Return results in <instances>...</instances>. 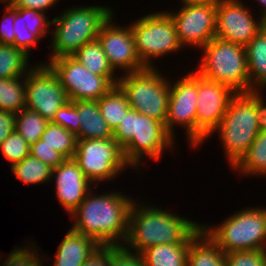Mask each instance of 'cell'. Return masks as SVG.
Returning a JSON list of instances; mask_svg holds the SVG:
<instances>
[{
    "instance_id": "obj_1",
    "label": "cell",
    "mask_w": 266,
    "mask_h": 266,
    "mask_svg": "<svg viewBox=\"0 0 266 266\" xmlns=\"http://www.w3.org/2000/svg\"><path fill=\"white\" fill-rule=\"evenodd\" d=\"M98 187L95 186L69 214L74 223L71 229L94 239L99 245H123L135 199L118 190L98 194L94 190Z\"/></svg>"
},
{
    "instance_id": "obj_2",
    "label": "cell",
    "mask_w": 266,
    "mask_h": 266,
    "mask_svg": "<svg viewBox=\"0 0 266 266\" xmlns=\"http://www.w3.org/2000/svg\"><path fill=\"white\" fill-rule=\"evenodd\" d=\"M141 202L134 201L130 209L128 233L123 245L131 251L141 253L158 244L190 243L201 229V224L195 220L162 206Z\"/></svg>"
},
{
    "instance_id": "obj_3",
    "label": "cell",
    "mask_w": 266,
    "mask_h": 266,
    "mask_svg": "<svg viewBox=\"0 0 266 266\" xmlns=\"http://www.w3.org/2000/svg\"><path fill=\"white\" fill-rule=\"evenodd\" d=\"M113 138L122 147L126 162L135 171L141 169L144 158L158 161L166 150L171 152L176 146V140L167 132L163 122L133 109L113 131Z\"/></svg>"
},
{
    "instance_id": "obj_4",
    "label": "cell",
    "mask_w": 266,
    "mask_h": 266,
    "mask_svg": "<svg viewBox=\"0 0 266 266\" xmlns=\"http://www.w3.org/2000/svg\"><path fill=\"white\" fill-rule=\"evenodd\" d=\"M105 5L69 6L51 21L50 54L52 60L61 56H72L84 44L97 40L101 25L114 13ZM50 55V56H49Z\"/></svg>"
},
{
    "instance_id": "obj_5",
    "label": "cell",
    "mask_w": 266,
    "mask_h": 266,
    "mask_svg": "<svg viewBox=\"0 0 266 266\" xmlns=\"http://www.w3.org/2000/svg\"><path fill=\"white\" fill-rule=\"evenodd\" d=\"M257 121L255 91L236 93L231 98L218 127L208 137L211 138L212 135L218 134L217 138H220L223 151H225L223 154L231 169L247 153L259 134Z\"/></svg>"
},
{
    "instance_id": "obj_6",
    "label": "cell",
    "mask_w": 266,
    "mask_h": 266,
    "mask_svg": "<svg viewBox=\"0 0 266 266\" xmlns=\"http://www.w3.org/2000/svg\"><path fill=\"white\" fill-rule=\"evenodd\" d=\"M201 228L226 254L266 247V206L246 207L228 215L217 225L201 223Z\"/></svg>"
},
{
    "instance_id": "obj_7",
    "label": "cell",
    "mask_w": 266,
    "mask_h": 266,
    "mask_svg": "<svg viewBox=\"0 0 266 266\" xmlns=\"http://www.w3.org/2000/svg\"><path fill=\"white\" fill-rule=\"evenodd\" d=\"M197 69L201 76L227 85L235 93L250 92L246 49L244 46L213 38L200 49Z\"/></svg>"
},
{
    "instance_id": "obj_8",
    "label": "cell",
    "mask_w": 266,
    "mask_h": 266,
    "mask_svg": "<svg viewBox=\"0 0 266 266\" xmlns=\"http://www.w3.org/2000/svg\"><path fill=\"white\" fill-rule=\"evenodd\" d=\"M136 20V21H135ZM130 22L137 55L146 68H156L155 61L182 50L176 27L164 9L144 14Z\"/></svg>"
},
{
    "instance_id": "obj_9",
    "label": "cell",
    "mask_w": 266,
    "mask_h": 266,
    "mask_svg": "<svg viewBox=\"0 0 266 266\" xmlns=\"http://www.w3.org/2000/svg\"><path fill=\"white\" fill-rule=\"evenodd\" d=\"M159 70L156 67L128 74L118 72L120 77L117 85L126 94L131 109L165 124L170 78Z\"/></svg>"
},
{
    "instance_id": "obj_10",
    "label": "cell",
    "mask_w": 266,
    "mask_h": 266,
    "mask_svg": "<svg viewBox=\"0 0 266 266\" xmlns=\"http://www.w3.org/2000/svg\"><path fill=\"white\" fill-rule=\"evenodd\" d=\"M73 159L94 186H100L103 181L114 182L131 168L124 158L122 147L114 138L77 140Z\"/></svg>"
},
{
    "instance_id": "obj_11",
    "label": "cell",
    "mask_w": 266,
    "mask_h": 266,
    "mask_svg": "<svg viewBox=\"0 0 266 266\" xmlns=\"http://www.w3.org/2000/svg\"><path fill=\"white\" fill-rule=\"evenodd\" d=\"M45 64L56 74L71 101H97L115 86L106 76L93 74L72 56L46 59Z\"/></svg>"
},
{
    "instance_id": "obj_12",
    "label": "cell",
    "mask_w": 266,
    "mask_h": 266,
    "mask_svg": "<svg viewBox=\"0 0 266 266\" xmlns=\"http://www.w3.org/2000/svg\"><path fill=\"white\" fill-rule=\"evenodd\" d=\"M170 81V96L165 127L176 140L175 127L184 128L188 145L196 148V112H197V72L189 71L186 75Z\"/></svg>"
},
{
    "instance_id": "obj_13",
    "label": "cell",
    "mask_w": 266,
    "mask_h": 266,
    "mask_svg": "<svg viewBox=\"0 0 266 266\" xmlns=\"http://www.w3.org/2000/svg\"><path fill=\"white\" fill-rule=\"evenodd\" d=\"M35 63L25 76V108L36 111L48 122L69 101L56 74L43 62Z\"/></svg>"
},
{
    "instance_id": "obj_14",
    "label": "cell",
    "mask_w": 266,
    "mask_h": 266,
    "mask_svg": "<svg viewBox=\"0 0 266 266\" xmlns=\"http://www.w3.org/2000/svg\"><path fill=\"white\" fill-rule=\"evenodd\" d=\"M235 94L227 85L197 73L196 148L208 140L218 127Z\"/></svg>"
},
{
    "instance_id": "obj_15",
    "label": "cell",
    "mask_w": 266,
    "mask_h": 266,
    "mask_svg": "<svg viewBox=\"0 0 266 266\" xmlns=\"http://www.w3.org/2000/svg\"><path fill=\"white\" fill-rule=\"evenodd\" d=\"M116 12L101 25L97 40L108 58L112 69L117 72L122 70V74L135 73L146 69L137 55L134 36L131 26L113 23ZM117 70V71H116Z\"/></svg>"
},
{
    "instance_id": "obj_16",
    "label": "cell",
    "mask_w": 266,
    "mask_h": 266,
    "mask_svg": "<svg viewBox=\"0 0 266 266\" xmlns=\"http://www.w3.org/2000/svg\"><path fill=\"white\" fill-rule=\"evenodd\" d=\"M177 10H166L173 19L178 39L183 46L199 50L216 36L217 6L180 2Z\"/></svg>"
},
{
    "instance_id": "obj_17",
    "label": "cell",
    "mask_w": 266,
    "mask_h": 266,
    "mask_svg": "<svg viewBox=\"0 0 266 266\" xmlns=\"http://www.w3.org/2000/svg\"><path fill=\"white\" fill-rule=\"evenodd\" d=\"M246 4L240 0H223L217 5L216 38L245 47L266 25L260 17L255 18L258 14Z\"/></svg>"
},
{
    "instance_id": "obj_18",
    "label": "cell",
    "mask_w": 266,
    "mask_h": 266,
    "mask_svg": "<svg viewBox=\"0 0 266 266\" xmlns=\"http://www.w3.org/2000/svg\"><path fill=\"white\" fill-rule=\"evenodd\" d=\"M55 182V195L64 210L70 214L95 187L79 168L73 159H65L60 165L52 169Z\"/></svg>"
},
{
    "instance_id": "obj_19",
    "label": "cell",
    "mask_w": 266,
    "mask_h": 266,
    "mask_svg": "<svg viewBox=\"0 0 266 266\" xmlns=\"http://www.w3.org/2000/svg\"><path fill=\"white\" fill-rule=\"evenodd\" d=\"M58 245L53 266H82L100 246L94 239L69 228Z\"/></svg>"
},
{
    "instance_id": "obj_20",
    "label": "cell",
    "mask_w": 266,
    "mask_h": 266,
    "mask_svg": "<svg viewBox=\"0 0 266 266\" xmlns=\"http://www.w3.org/2000/svg\"><path fill=\"white\" fill-rule=\"evenodd\" d=\"M80 123L77 140L113 138V131L100 113L97 101H75Z\"/></svg>"
},
{
    "instance_id": "obj_21",
    "label": "cell",
    "mask_w": 266,
    "mask_h": 266,
    "mask_svg": "<svg viewBox=\"0 0 266 266\" xmlns=\"http://www.w3.org/2000/svg\"><path fill=\"white\" fill-rule=\"evenodd\" d=\"M251 91L266 88V25L245 46Z\"/></svg>"
},
{
    "instance_id": "obj_22",
    "label": "cell",
    "mask_w": 266,
    "mask_h": 266,
    "mask_svg": "<svg viewBox=\"0 0 266 266\" xmlns=\"http://www.w3.org/2000/svg\"><path fill=\"white\" fill-rule=\"evenodd\" d=\"M187 266H227L225 253L202 228L190 240Z\"/></svg>"
},
{
    "instance_id": "obj_23",
    "label": "cell",
    "mask_w": 266,
    "mask_h": 266,
    "mask_svg": "<svg viewBox=\"0 0 266 266\" xmlns=\"http://www.w3.org/2000/svg\"><path fill=\"white\" fill-rule=\"evenodd\" d=\"M72 57L93 74L106 76L115 86L118 84L120 75L112 69L98 40L84 44Z\"/></svg>"
},
{
    "instance_id": "obj_24",
    "label": "cell",
    "mask_w": 266,
    "mask_h": 266,
    "mask_svg": "<svg viewBox=\"0 0 266 266\" xmlns=\"http://www.w3.org/2000/svg\"><path fill=\"white\" fill-rule=\"evenodd\" d=\"M189 243L158 244L142 251L147 266H187Z\"/></svg>"
},
{
    "instance_id": "obj_25",
    "label": "cell",
    "mask_w": 266,
    "mask_h": 266,
    "mask_svg": "<svg viewBox=\"0 0 266 266\" xmlns=\"http://www.w3.org/2000/svg\"><path fill=\"white\" fill-rule=\"evenodd\" d=\"M239 175L250 177H266V131L259 132L247 153L232 168Z\"/></svg>"
},
{
    "instance_id": "obj_26",
    "label": "cell",
    "mask_w": 266,
    "mask_h": 266,
    "mask_svg": "<svg viewBox=\"0 0 266 266\" xmlns=\"http://www.w3.org/2000/svg\"><path fill=\"white\" fill-rule=\"evenodd\" d=\"M100 113L112 131L131 109L126 94L116 85L97 100Z\"/></svg>"
},
{
    "instance_id": "obj_27",
    "label": "cell",
    "mask_w": 266,
    "mask_h": 266,
    "mask_svg": "<svg viewBox=\"0 0 266 266\" xmlns=\"http://www.w3.org/2000/svg\"><path fill=\"white\" fill-rule=\"evenodd\" d=\"M29 58L30 56L14 45L0 44V78L26 76L34 66Z\"/></svg>"
},
{
    "instance_id": "obj_28",
    "label": "cell",
    "mask_w": 266,
    "mask_h": 266,
    "mask_svg": "<svg viewBox=\"0 0 266 266\" xmlns=\"http://www.w3.org/2000/svg\"><path fill=\"white\" fill-rule=\"evenodd\" d=\"M10 169L18 180L27 185H40L52 181L53 168L31 155L13 164Z\"/></svg>"
},
{
    "instance_id": "obj_29",
    "label": "cell",
    "mask_w": 266,
    "mask_h": 266,
    "mask_svg": "<svg viewBox=\"0 0 266 266\" xmlns=\"http://www.w3.org/2000/svg\"><path fill=\"white\" fill-rule=\"evenodd\" d=\"M25 76L0 78V110L18 113L25 108Z\"/></svg>"
},
{
    "instance_id": "obj_30",
    "label": "cell",
    "mask_w": 266,
    "mask_h": 266,
    "mask_svg": "<svg viewBox=\"0 0 266 266\" xmlns=\"http://www.w3.org/2000/svg\"><path fill=\"white\" fill-rule=\"evenodd\" d=\"M49 122L36 111L23 108L15 117V131L31 146L37 142Z\"/></svg>"
},
{
    "instance_id": "obj_31",
    "label": "cell",
    "mask_w": 266,
    "mask_h": 266,
    "mask_svg": "<svg viewBox=\"0 0 266 266\" xmlns=\"http://www.w3.org/2000/svg\"><path fill=\"white\" fill-rule=\"evenodd\" d=\"M40 139L45 141V144L53 147L66 159L74 157L77 146V138L76 135L69 132L66 128L49 122Z\"/></svg>"
},
{
    "instance_id": "obj_32",
    "label": "cell",
    "mask_w": 266,
    "mask_h": 266,
    "mask_svg": "<svg viewBox=\"0 0 266 266\" xmlns=\"http://www.w3.org/2000/svg\"><path fill=\"white\" fill-rule=\"evenodd\" d=\"M27 243L28 244L24 242L25 246H14V249H12L8 256L2 260L3 262L0 260V263H2L0 266H45L48 261H53L50 260L53 258L41 255V253H44L41 252V248L37 247L35 240ZM1 258L2 254L0 253V259Z\"/></svg>"
},
{
    "instance_id": "obj_33",
    "label": "cell",
    "mask_w": 266,
    "mask_h": 266,
    "mask_svg": "<svg viewBox=\"0 0 266 266\" xmlns=\"http://www.w3.org/2000/svg\"><path fill=\"white\" fill-rule=\"evenodd\" d=\"M0 152L11 167L30 155V145L14 130L0 145Z\"/></svg>"
},
{
    "instance_id": "obj_34",
    "label": "cell",
    "mask_w": 266,
    "mask_h": 266,
    "mask_svg": "<svg viewBox=\"0 0 266 266\" xmlns=\"http://www.w3.org/2000/svg\"><path fill=\"white\" fill-rule=\"evenodd\" d=\"M13 26L15 41L12 45L23 50L30 56L31 49H34L36 44L40 43V39L26 28L24 22V8H15V21Z\"/></svg>"
},
{
    "instance_id": "obj_35",
    "label": "cell",
    "mask_w": 266,
    "mask_h": 266,
    "mask_svg": "<svg viewBox=\"0 0 266 266\" xmlns=\"http://www.w3.org/2000/svg\"><path fill=\"white\" fill-rule=\"evenodd\" d=\"M227 266H266L265 250L252 249L225 254Z\"/></svg>"
},
{
    "instance_id": "obj_36",
    "label": "cell",
    "mask_w": 266,
    "mask_h": 266,
    "mask_svg": "<svg viewBox=\"0 0 266 266\" xmlns=\"http://www.w3.org/2000/svg\"><path fill=\"white\" fill-rule=\"evenodd\" d=\"M47 14L38 10L24 8V22L26 28L39 39H44L51 35V21Z\"/></svg>"
},
{
    "instance_id": "obj_37",
    "label": "cell",
    "mask_w": 266,
    "mask_h": 266,
    "mask_svg": "<svg viewBox=\"0 0 266 266\" xmlns=\"http://www.w3.org/2000/svg\"><path fill=\"white\" fill-rule=\"evenodd\" d=\"M110 266H147L139 252L124 245H110Z\"/></svg>"
},
{
    "instance_id": "obj_38",
    "label": "cell",
    "mask_w": 266,
    "mask_h": 266,
    "mask_svg": "<svg viewBox=\"0 0 266 266\" xmlns=\"http://www.w3.org/2000/svg\"><path fill=\"white\" fill-rule=\"evenodd\" d=\"M52 123L66 128L69 132L77 135L80 123L78 122V110L75 101L69 100L55 114Z\"/></svg>"
},
{
    "instance_id": "obj_39",
    "label": "cell",
    "mask_w": 266,
    "mask_h": 266,
    "mask_svg": "<svg viewBox=\"0 0 266 266\" xmlns=\"http://www.w3.org/2000/svg\"><path fill=\"white\" fill-rule=\"evenodd\" d=\"M30 155L41 160L51 168H56L66 159L62 154L48 144H45V141L41 139L30 146Z\"/></svg>"
},
{
    "instance_id": "obj_40",
    "label": "cell",
    "mask_w": 266,
    "mask_h": 266,
    "mask_svg": "<svg viewBox=\"0 0 266 266\" xmlns=\"http://www.w3.org/2000/svg\"><path fill=\"white\" fill-rule=\"evenodd\" d=\"M4 16L0 24V44L12 45L15 41L14 21H15V8L7 4L4 6Z\"/></svg>"
},
{
    "instance_id": "obj_41",
    "label": "cell",
    "mask_w": 266,
    "mask_h": 266,
    "mask_svg": "<svg viewBox=\"0 0 266 266\" xmlns=\"http://www.w3.org/2000/svg\"><path fill=\"white\" fill-rule=\"evenodd\" d=\"M82 266H110V245H100Z\"/></svg>"
},
{
    "instance_id": "obj_42",
    "label": "cell",
    "mask_w": 266,
    "mask_h": 266,
    "mask_svg": "<svg viewBox=\"0 0 266 266\" xmlns=\"http://www.w3.org/2000/svg\"><path fill=\"white\" fill-rule=\"evenodd\" d=\"M60 0H14L11 4L14 8H26L46 13L49 9L55 8ZM47 10V11H46Z\"/></svg>"
},
{
    "instance_id": "obj_43",
    "label": "cell",
    "mask_w": 266,
    "mask_h": 266,
    "mask_svg": "<svg viewBox=\"0 0 266 266\" xmlns=\"http://www.w3.org/2000/svg\"><path fill=\"white\" fill-rule=\"evenodd\" d=\"M15 117L11 111L0 110V145L15 130Z\"/></svg>"
},
{
    "instance_id": "obj_44",
    "label": "cell",
    "mask_w": 266,
    "mask_h": 266,
    "mask_svg": "<svg viewBox=\"0 0 266 266\" xmlns=\"http://www.w3.org/2000/svg\"><path fill=\"white\" fill-rule=\"evenodd\" d=\"M263 92L265 91H255V107L260 132L266 131V96L264 97Z\"/></svg>"
},
{
    "instance_id": "obj_45",
    "label": "cell",
    "mask_w": 266,
    "mask_h": 266,
    "mask_svg": "<svg viewBox=\"0 0 266 266\" xmlns=\"http://www.w3.org/2000/svg\"><path fill=\"white\" fill-rule=\"evenodd\" d=\"M222 1L223 0H181L180 2L189 3V4H202V5L217 6Z\"/></svg>"
},
{
    "instance_id": "obj_46",
    "label": "cell",
    "mask_w": 266,
    "mask_h": 266,
    "mask_svg": "<svg viewBox=\"0 0 266 266\" xmlns=\"http://www.w3.org/2000/svg\"><path fill=\"white\" fill-rule=\"evenodd\" d=\"M257 4H259V7H261V12H259V16L262 19V21L266 24V0H255Z\"/></svg>"
},
{
    "instance_id": "obj_47",
    "label": "cell",
    "mask_w": 266,
    "mask_h": 266,
    "mask_svg": "<svg viewBox=\"0 0 266 266\" xmlns=\"http://www.w3.org/2000/svg\"><path fill=\"white\" fill-rule=\"evenodd\" d=\"M14 2V0H0V4L2 3V4H5V5H7V4H12Z\"/></svg>"
}]
</instances>
